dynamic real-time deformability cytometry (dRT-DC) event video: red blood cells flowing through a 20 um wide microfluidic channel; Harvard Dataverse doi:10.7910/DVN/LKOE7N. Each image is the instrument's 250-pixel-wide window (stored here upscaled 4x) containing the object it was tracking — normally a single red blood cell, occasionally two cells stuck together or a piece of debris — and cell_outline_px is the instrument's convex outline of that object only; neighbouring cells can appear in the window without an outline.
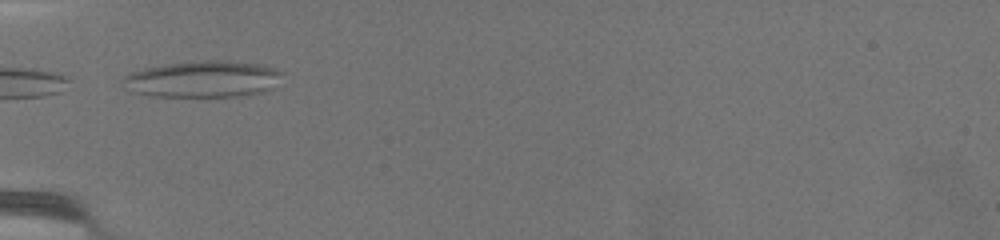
{"species": "common noctule bat (a hibernating species)", "species_latin": "Nyctalus noctula", "temperature_condition": "warm", "stored_images_in_passage": 6, "camera_frame_rate_fps": 3000, "um_per_image_px": 0.085, "animal": {"sex": "female", "body_mass_g": 19.5, "forearm_length_mm": 54.1}, "frame": {"image": 1, "passage_image": 1, "time_ms": 0.0, "image_size_px": [1000, 240], "cell_outline_px": [[284, 72], [272, 88], [260, 92], [236, 96], [152, 96], [132, 92], [120, 80], [124, 76], [132, 72], [144, 68], [168, 64], [204, 60], [228, 60], [260, 64]], "centroid_in_image_um": [17.23, 6.71], "position_along_channel_um": 67.8, "area_um2": 33.64}}